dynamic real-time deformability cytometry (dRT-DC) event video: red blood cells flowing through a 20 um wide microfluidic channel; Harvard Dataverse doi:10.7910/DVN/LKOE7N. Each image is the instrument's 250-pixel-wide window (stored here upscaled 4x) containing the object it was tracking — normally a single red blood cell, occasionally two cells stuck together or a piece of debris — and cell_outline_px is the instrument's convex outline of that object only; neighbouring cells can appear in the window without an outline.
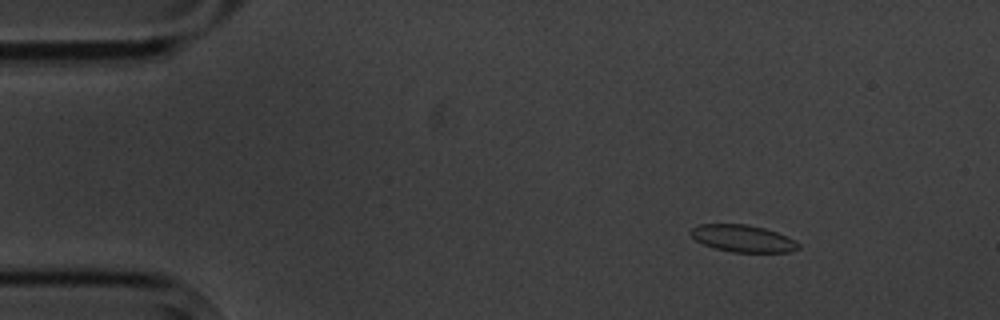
{"species": "common noctule bat (a hibernating species)", "species_latin": "Nyctalus noctula", "temperature_condition": "cold", "stored_images_in_passage": 7, "camera_frame_rate_fps": 3000, "um_per_image_px": 0.085, "animal": {"sex": "male", "body_mass_g": 20.1, "forearm_length_mm": 53.5}, "frame": {"image": 1, "passage_image": 3, "time_ms": 2.333, "image_size_px": [1000, 320], "cell_outline_px": [[800, 248], [788, 252], [732, 252], [716, 248], [704, 244], [696, 240], [688, 232], [692, 228], [700, 224], [748, 224], [764, 228], [776, 232], [796, 240], [800, 244]], "centroid_in_image_um": [63.16, 20.26], "position_along_channel_um": 21.8, "area_um2": 16.94}}
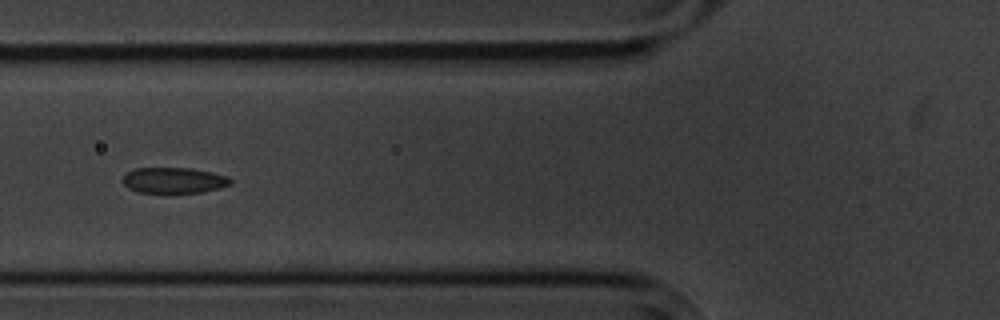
{"frame": {"image": 2, "passage_image": 7, "time_ms": 7.0, "image_size_px": [1000, 320], "cell_outline_px": [[232, 184], [200, 192], [136, 192], [128, 188], [120, 180], [128, 172], [136, 168], [192, 168], [212, 172], [228, 176], [232, 180]], "centroid_in_image_um": [14.76, 15.31], "position_along_channel_um": 111.0, "area_um2": 16.07}}